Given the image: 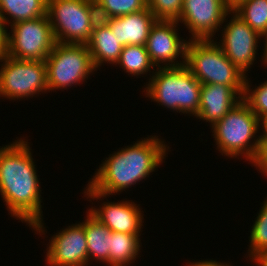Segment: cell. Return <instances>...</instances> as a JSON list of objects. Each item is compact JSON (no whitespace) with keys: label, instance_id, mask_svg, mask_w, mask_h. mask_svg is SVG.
I'll return each mask as SVG.
<instances>
[{"label":"cell","instance_id":"obj_13","mask_svg":"<svg viewBox=\"0 0 267 266\" xmlns=\"http://www.w3.org/2000/svg\"><path fill=\"white\" fill-rule=\"evenodd\" d=\"M48 266H88V245L83 221L62 228L47 244Z\"/></svg>","mask_w":267,"mask_h":266},{"label":"cell","instance_id":"obj_26","mask_svg":"<svg viewBox=\"0 0 267 266\" xmlns=\"http://www.w3.org/2000/svg\"><path fill=\"white\" fill-rule=\"evenodd\" d=\"M251 165L256 167L261 174L266 178L267 176V135H261L259 148L255 159Z\"/></svg>","mask_w":267,"mask_h":266},{"label":"cell","instance_id":"obj_24","mask_svg":"<svg viewBox=\"0 0 267 266\" xmlns=\"http://www.w3.org/2000/svg\"><path fill=\"white\" fill-rule=\"evenodd\" d=\"M99 20L116 18L147 7V0H94Z\"/></svg>","mask_w":267,"mask_h":266},{"label":"cell","instance_id":"obj_9","mask_svg":"<svg viewBox=\"0 0 267 266\" xmlns=\"http://www.w3.org/2000/svg\"><path fill=\"white\" fill-rule=\"evenodd\" d=\"M10 28L7 30L9 57L45 61L56 44L47 15L15 22Z\"/></svg>","mask_w":267,"mask_h":266},{"label":"cell","instance_id":"obj_2","mask_svg":"<svg viewBox=\"0 0 267 266\" xmlns=\"http://www.w3.org/2000/svg\"><path fill=\"white\" fill-rule=\"evenodd\" d=\"M147 136L133 145L113 151L101 161L82 193L87 201L107 200L110 195L120 194L140 184L160 168L171 148L158 135Z\"/></svg>","mask_w":267,"mask_h":266},{"label":"cell","instance_id":"obj_25","mask_svg":"<svg viewBox=\"0 0 267 266\" xmlns=\"http://www.w3.org/2000/svg\"><path fill=\"white\" fill-rule=\"evenodd\" d=\"M253 88L250 78L246 76L244 94L242 100L249 106L252 112L261 120L267 115V80L260 82Z\"/></svg>","mask_w":267,"mask_h":266},{"label":"cell","instance_id":"obj_17","mask_svg":"<svg viewBox=\"0 0 267 266\" xmlns=\"http://www.w3.org/2000/svg\"><path fill=\"white\" fill-rule=\"evenodd\" d=\"M86 45L97 71L104 64L116 65L123 49L120 40L117 39L111 28L103 20H98L94 24Z\"/></svg>","mask_w":267,"mask_h":266},{"label":"cell","instance_id":"obj_7","mask_svg":"<svg viewBox=\"0 0 267 266\" xmlns=\"http://www.w3.org/2000/svg\"><path fill=\"white\" fill-rule=\"evenodd\" d=\"M45 63L49 93L80 86L97 72L86 44L56 42Z\"/></svg>","mask_w":267,"mask_h":266},{"label":"cell","instance_id":"obj_29","mask_svg":"<svg viewBox=\"0 0 267 266\" xmlns=\"http://www.w3.org/2000/svg\"><path fill=\"white\" fill-rule=\"evenodd\" d=\"M263 45H264V49H262L261 50V52L260 53H263V54H261V59L259 60V61H261V65H262V63H263V65H265V67L267 68V35L266 36H263ZM263 51V52H262Z\"/></svg>","mask_w":267,"mask_h":266},{"label":"cell","instance_id":"obj_14","mask_svg":"<svg viewBox=\"0 0 267 266\" xmlns=\"http://www.w3.org/2000/svg\"><path fill=\"white\" fill-rule=\"evenodd\" d=\"M100 204L95 207L91 206L87 210L100 223L106 225L110 231L132 235L142 234L145 214L139 207L140 204H135L134 201L127 199L118 202L107 200Z\"/></svg>","mask_w":267,"mask_h":266},{"label":"cell","instance_id":"obj_8","mask_svg":"<svg viewBox=\"0 0 267 266\" xmlns=\"http://www.w3.org/2000/svg\"><path fill=\"white\" fill-rule=\"evenodd\" d=\"M2 63V64H1ZM0 63V99L13 102L48 93L45 61H30L7 56Z\"/></svg>","mask_w":267,"mask_h":266},{"label":"cell","instance_id":"obj_23","mask_svg":"<svg viewBox=\"0 0 267 266\" xmlns=\"http://www.w3.org/2000/svg\"><path fill=\"white\" fill-rule=\"evenodd\" d=\"M233 11L262 37L267 35V0H244Z\"/></svg>","mask_w":267,"mask_h":266},{"label":"cell","instance_id":"obj_15","mask_svg":"<svg viewBox=\"0 0 267 266\" xmlns=\"http://www.w3.org/2000/svg\"><path fill=\"white\" fill-rule=\"evenodd\" d=\"M241 100L242 96L231 86L202 84L199 112L195 117L212 127Z\"/></svg>","mask_w":267,"mask_h":266},{"label":"cell","instance_id":"obj_28","mask_svg":"<svg viewBox=\"0 0 267 266\" xmlns=\"http://www.w3.org/2000/svg\"><path fill=\"white\" fill-rule=\"evenodd\" d=\"M185 266H232L231 263L228 262H221V261H217V260H213V259H207V260H199L195 262L194 261H189L187 262V264Z\"/></svg>","mask_w":267,"mask_h":266},{"label":"cell","instance_id":"obj_3","mask_svg":"<svg viewBox=\"0 0 267 266\" xmlns=\"http://www.w3.org/2000/svg\"><path fill=\"white\" fill-rule=\"evenodd\" d=\"M215 146L222 156L243 157L250 164L256 157L261 135V120L241 100L212 127Z\"/></svg>","mask_w":267,"mask_h":266},{"label":"cell","instance_id":"obj_10","mask_svg":"<svg viewBox=\"0 0 267 266\" xmlns=\"http://www.w3.org/2000/svg\"><path fill=\"white\" fill-rule=\"evenodd\" d=\"M222 26V30L219 31L220 42L217 39L215 41L226 57L247 76L253 63L257 61L258 44L263 37L233 10L226 15Z\"/></svg>","mask_w":267,"mask_h":266},{"label":"cell","instance_id":"obj_11","mask_svg":"<svg viewBox=\"0 0 267 266\" xmlns=\"http://www.w3.org/2000/svg\"><path fill=\"white\" fill-rule=\"evenodd\" d=\"M180 25L177 21L165 20H156L152 25L145 46L156 68L185 65L186 46L189 39L187 40L188 37H186L185 40L177 33Z\"/></svg>","mask_w":267,"mask_h":266},{"label":"cell","instance_id":"obj_21","mask_svg":"<svg viewBox=\"0 0 267 266\" xmlns=\"http://www.w3.org/2000/svg\"><path fill=\"white\" fill-rule=\"evenodd\" d=\"M117 65H119V67L122 68V70L127 73L128 76H135L137 78L141 75H150V79L152 74L157 69L152 63L145 45L124 46L120 55V59L116 63L115 67Z\"/></svg>","mask_w":267,"mask_h":266},{"label":"cell","instance_id":"obj_19","mask_svg":"<svg viewBox=\"0 0 267 266\" xmlns=\"http://www.w3.org/2000/svg\"><path fill=\"white\" fill-rule=\"evenodd\" d=\"M141 235L111 231L109 266H130L135 264L142 247Z\"/></svg>","mask_w":267,"mask_h":266},{"label":"cell","instance_id":"obj_22","mask_svg":"<svg viewBox=\"0 0 267 266\" xmlns=\"http://www.w3.org/2000/svg\"><path fill=\"white\" fill-rule=\"evenodd\" d=\"M251 228L246 258L249 257L247 260L256 263L267 253V196Z\"/></svg>","mask_w":267,"mask_h":266},{"label":"cell","instance_id":"obj_27","mask_svg":"<svg viewBox=\"0 0 267 266\" xmlns=\"http://www.w3.org/2000/svg\"><path fill=\"white\" fill-rule=\"evenodd\" d=\"M7 30L8 28L0 15V62L8 56Z\"/></svg>","mask_w":267,"mask_h":266},{"label":"cell","instance_id":"obj_32","mask_svg":"<svg viewBox=\"0 0 267 266\" xmlns=\"http://www.w3.org/2000/svg\"><path fill=\"white\" fill-rule=\"evenodd\" d=\"M256 265L257 266H267V253L255 263V266Z\"/></svg>","mask_w":267,"mask_h":266},{"label":"cell","instance_id":"obj_31","mask_svg":"<svg viewBox=\"0 0 267 266\" xmlns=\"http://www.w3.org/2000/svg\"><path fill=\"white\" fill-rule=\"evenodd\" d=\"M261 131L260 135H267V115L261 119Z\"/></svg>","mask_w":267,"mask_h":266},{"label":"cell","instance_id":"obj_5","mask_svg":"<svg viewBox=\"0 0 267 266\" xmlns=\"http://www.w3.org/2000/svg\"><path fill=\"white\" fill-rule=\"evenodd\" d=\"M185 66L201 84L228 85L243 97L246 75L226 57L214 39H190Z\"/></svg>","mask_w":267,"mask_h":266},{"label":"cell","instance_id":"obj_12","mask_svg":"<svg viewBox=\"0 0 267 266\" xmlns=\"http://www.w3.org/2000/svg\"><path fill=\"white\" fill-rule=\"evenodd\" d=\"M231 9L223 0H183L177 21L189 30L191 39H215Z\"/></svg>","mask_w":267,"mask_h":266},{"label":"cell","instance_id":"obj_16","mask_svg":"<svg viewBox=\"0 0 267 266\" xmlns=\"http://www.w3.org/2000/svg\"><path fill=\"white\" fill-rule=\"evenodd\" d=\"M103 21L111 28L113 34L124 47L127 45H146L150 29L156 18L147 6L138 12Z\"/></svg>","mask_w":267,"mask_h":266},{"label":"cell","instance_id":"obj_18","mask_svg":"<svg viewBox=\"0 0 267 266\" xmlns=\"http://www.w3.org/2000/svg\"><path fill=\"white\" fill-rule=\"evenodd\" d=\"M83 220V227L88 245V265L95 260L96 263L109 265V250L111 231L106 225L100 223L88 211ZM92 261V262H91Z\"/></svg>","mask_w":267,"mask_h":266},{"label":"cell","instance_id":"obj_1","mask_svg":"<svg viewBox=\"0 0 267 266\" xmlns=\"http://www.w3.org/2000/svg\"><path fill=\"white\" fill-rule=\"evenodd\" d=\"M29 144L23 136L0 146V195L9 215L43 237L47 229L43 221L41 182Z\"/></svg>","mask_w":267,"mask_h":266},{"label":"cell","instance_id":"obj_20","mask_svg":"<svg viewBox=\"0 0 267 266\" xmlns=\"http://www.w3.org/2000/svg\"><path fill=\"white\" fill-rule=\"evenodd\" d=\"M0 15L9 28L15 22L47 15V0H0Z\"/></svg>","mask_w":267,"mask_h":266},{"label":"cell","instance_id":"obj_6","mask_svg":"<svg viewBox=\"0 0 267 266\" xmlns=\"http://www.w3.org/2000/svg\"><path fill=\"white\" fill-rule=\"evenodd\" d=\"M56 42L86 44L99 20L94 0H47Z\"/></svg>","mask_w":267,"mask_h":266},{"label":"cell","instance_id":"obj_30","mask_svg":"<svg viewBox=\"0 0 267 266\" xmlns=\"http://www.w3.org/2000/svg\"><path fill=\"white\" fill-rule=\"evenodd\" d=\"M223 1L231 10H234L244 0H223Z\"/></svg>","mask_w":267,"mask_h":266},{"label":"cell","instance_id":"obj_4","mask_svg":"<svg viewBox=\"0 0 267 266\" xmlns=\"http://www.w3.org/2000/svg\"><path fill=\"white\" fill-rule=\"evenodd\" d=\"M144 86L145 98L159 106L187 116L195 117L199 112L202 84L185 65L157 68Z\"/></svg>","mask_w":267,"mask_h":266}]
</instances>
